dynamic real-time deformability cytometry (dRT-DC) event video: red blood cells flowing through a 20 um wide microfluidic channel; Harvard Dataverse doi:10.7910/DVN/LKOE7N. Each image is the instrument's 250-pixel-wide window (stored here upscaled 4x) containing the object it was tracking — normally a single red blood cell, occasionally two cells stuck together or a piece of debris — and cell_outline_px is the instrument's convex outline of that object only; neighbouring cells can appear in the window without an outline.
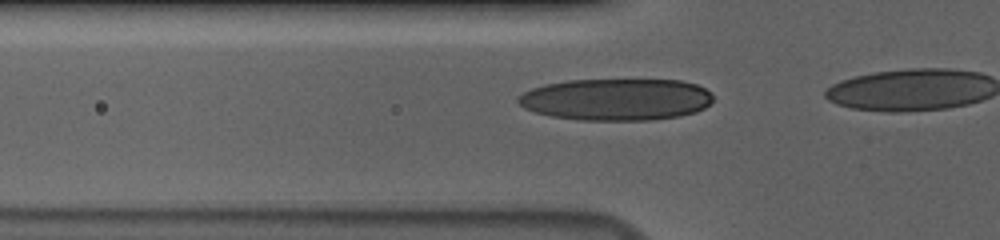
{"species": "human", "species_latin": "Homo sapiens", "temperature_condition": "cold", "stored_images_in_passage": 8, "camera_frame_rate_fps": 3000, "um_per_image_px": 0.085, "donor": {"sex": "male"}, "frame": {"image": 1, "passage_image": 6, "time_ms": 1.667, "image_size_px": [1000, 240], "cell_outline_px": [[712, 100], [704, 108], [696, 112], [680, 116], [652, 120], [576, 120], [552, 116], [536, 112], [524, 108], [516, 100], [516, 96], [532, 88], [544, 84], [568, 80], [680, 80], [696, 84], [704, 88], [712, 96]], "centroid_in_image_um": [52.35, 8.45], "position_along_channel_um": 73.4, "area_um2": 47.69}}